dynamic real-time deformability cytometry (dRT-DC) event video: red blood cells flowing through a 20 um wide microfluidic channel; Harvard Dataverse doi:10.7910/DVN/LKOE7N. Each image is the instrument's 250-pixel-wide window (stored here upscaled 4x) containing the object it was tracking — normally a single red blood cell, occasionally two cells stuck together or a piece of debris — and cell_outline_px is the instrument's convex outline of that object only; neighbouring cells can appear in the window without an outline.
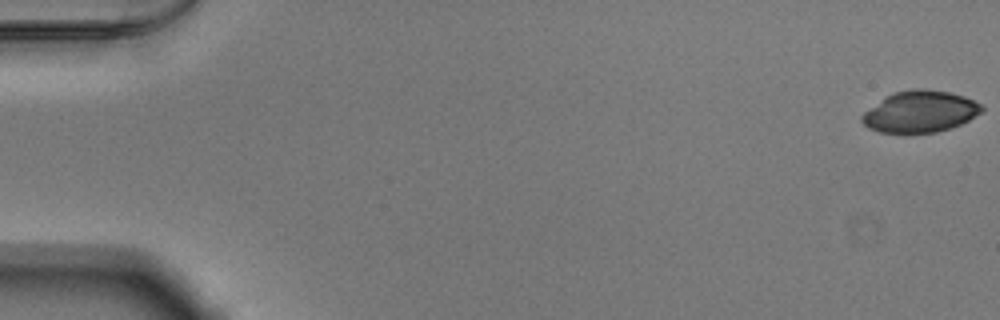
{"species": "Egyptian fruit bat (a non-hibernating species)", "species_latin": "Rousettus aegyptiacus", "temperature_condition": "warm", "stored_images_in_passage": 53, "camera_frame_rate_fps": 3000, "um_per_image_px": 0.085, "animal": {"sex": "male"}, "frame": {"image": 1, "passage_image": 1, "time_ms": 0.0, "image_size_px": [1000, 320], "cell_outline_px": [[984, 108], [980, 112], [968, 120], [952, 128], [936, 132], [908, 136], [880, 132], [868, 128], [860, 120], [860, 116], [864, 112], [884, 96], [896, 92], [916, 88], [924, 88], [952, 92], [964, 96], [980, 104]], "centroid_in_image_um": [78.15, 9.52], "position_along_channel_um": 6.8, "area_um2": 29.71}}
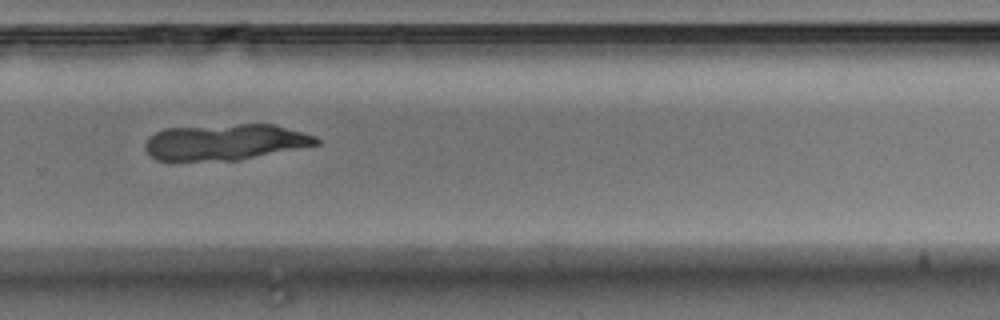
{"frame": {"image": 2, "passage_image": 37, "time_ms": 12.0, "image_size_px": [1000, 320], "cell_outline_px": [[320, 144], [240, 160], [156, 160], [144, 148], [144, 144], [148, 136], [164, 128], [236, 124], [276, 124], [304, 132], [316, 136], [320, 140]], "centroid_in_image_um": [19.16, 12.06], "position_along_channel_um": 310.6, "area_um2": 36.13}}
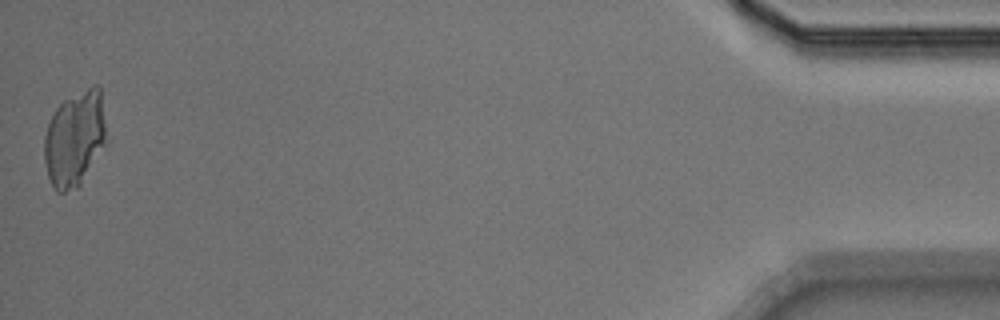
{"frame": {"image": 3, "passage_image": 53, "time_ms": 17.333, "image_size_px": [1000, 320], "cell_outline_px": [[108, 144], [80, 184], [76, 188], [64, 192], [56, 192], [48, 176], [44, 160], [44, 136], [48, 124], [56, 108], [64, 100], [92, 84], [96, 84], [100, 88]], "centroid_in_image_um": [6.37, 11.79], "position_along_channel_um": 428.8, "area_um2": 34.91}}